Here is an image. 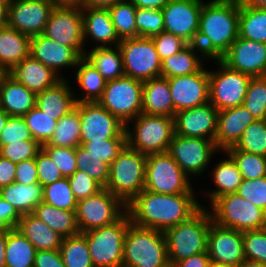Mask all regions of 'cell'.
<instances>
[{"label": "cell", "mask_w": 266, "mask_h": 267, "mask_svg": "<svg viewBox=\"0 0 266 267\" xmlns=\"http://www.w3.org/2000/svg\"><path fill=\"white\" fill-rule=\"evenodd\" d=\"M197 199L195 193L158 194L143 190L126 205V211L133 224L164 232L195 214L202 207Z\"/></svg>", "instance_id": "obj_1"}, {"label": "cell", "mask_w": 266, "mask_h": 267, "mask_svg": "<svg viewBox=\"0 0 266 267\" xmlns=\"http://www.w3.org/2000/svg\"><path fill=\"white\" fill-rule=\"evenodd\" d=\"M240 0L204 1L195 45L209 60L221 59L239 36Z\"/></svg>", "instance_id": "obj_2"}, {"label": "cell", "mask_w": 266, "mask_h": 267, "mask_svg": "<svg viewBox=\"0 0 266 267\" xmlns=\"http://www.w3.org/2000/svg\"><path fill=\"white\" fill-rule=\"evenodd\" d=\"M212 222L210 210L202 206L186 221L164 231L171 267L178 261L207 252L208 232Z\"/></svg>", "instance_id": "obj_3"}, {"label": "cell", "mask_w": 266, "mask_h": 267, "mask_svg": "<svg viewBox=\"0 0 266 267\" xmlns=\"http://www.w3.org/2000/svg\"><path fill=\"white\" fill-rule=\"evenodd\" d=\"M122 267H171L163 231L129 224Z\"/></svg>", "instance_id": "obj_4"}, {"label": "cell", "mask_w": 266, "mask_h": 267, "mask_svg": "<svg viewBox=\"0 0 266 267\" xmlns=\"http://www.w3.org/2000/svg\"><path fill=\"white\" fill-rule=\"evenodd\" d=\"M146 161L147 155L126 145L110 165L105 188L128 205L144 190Z\"/></svg>", "instance_id": "obj_5"}, {"label": "cell", "mask_w": 266, "mask_h": 267, "mask_svg": "<svg viewBox=\"0 0 266 267\" xmlns=\"http://www.w3.org/2000/svg\"><path fill=\"white\" fill-rule=\"evenodd\" d=\"M126 134L127 145L142 154L165 153L175 134L174 118L141 113L126 125Z\"/></svg>", "instance_id": "obj_6"}, {"label": "cell", "mask_w": 266, "mask_h": 267, "mask_svg": "<svg viewBox=\"0 0 266 267\" xmlns=\"http://www.w3.org/2000/svg\"><path fill=\"white\" fill-rule=\"evenodd\" d=\"M131 223L127 211L114 223L82 233L94 267H122L124 238Z\"/></svg>", "instance_id": "obj_7"}, {"label": "cell", "mask_w": 266, "mask_h": 267, "mask_svg": "<svg viewBox=\"0 0 266 267\" xmlns=\"http://www.w3.org/2000/svg\"><path fill=\"white\" fill-rule=\"evenodd\" d=\"M209 208L219 226L241 232L266 228V212L237 193L219 197Z\"/></svg>", "instance_id": "obj_8"}, {"label": "cell", "mask_w": 266, "mask_h": 267, "mask_svg": "<svg viewBox=\"0 0 266 267\" xmlns=\"http://www.w3.org/2000/svg\"><path fill=\"white\" fill-rule=\"evenodd\" d=\"M191 182L168 152L147 155L144 190L158 194L196 193Z\"/></svg>", "instance_id": "obj_9"}, {"label": "cell", "mask_w": 266, "mask_h": 267, "mask_svg": "<svg viewBox=\"0 0 266 267\" xmlns=\"http://www.w3.org/2000/svg\"><path fill=\"white\" fill-rule=\"evenodd\" d=\"M142 89L143 81L132 77L110 80L97 102L127 125L142 113Z\"/></svg>", "instance_id": "obj_10"}, {"label": "cell", "mask_w": 266, "mask_h": 267, "mask_svg": "<svg viewBox=\"0 0 266 267\" xmlns=\"http://www.w3.org/2000/svg\"><path fill=\"white\" fill-rule=\"evenodd\" d=\"M217 70H208L209 102L218 110L243 105L251 76L230 69L220 59Z\"/></svg>", "instance_id": "obj_11"}, {"label": "cell", "mask_w": 266, "mask_h": 267, "mask_svg": "<svg viewBox=\"0 0 266 267\" xmlns=\"http://www.w3.org/2000/svg\"><path fill=\"white\" fill-rule=\"evenodd\" d=\"M126 212V205L103 188L95 195L78 200L76 219L80 233L116 222Z\"/></svg>", "instance_id": "obj_12"}, {"label": "cell", "mask_w": 266, "mask_h": 267, "mask_svg": "<svg viewBox=\"0 0 266 267\" xmlns=\"http://www.w3.org/2000/svg\"><path fill=\"white\" fill-rule=\"evenodd\" d=\"M118 46L123 56L125 76L141 81L161 76V60L152 38L121 39Z\"/></svg>", "instance_id": "obj_13"}, {"label": "cell", "mask_w": 266, "mask_h": 267, "mask_svg": "<svg viewBox=\"0 0 266 267\" xmlns=\"http://www.w3.org/2000/svg\"><path fill=\"white\" fill-rule=\"evenodd\" d=\"M167 152L189 177H199L200 174L205 173L214 154L218 152L220 154L213 140L176 134Z\"/></svg>", "instance_id": "obj_14"}, {"label": "cell", "mask_w": 266, "mask_h": 267, "mask_svg": "<svg viewBox=\"0 0 266 267\" xmlns=\"http://www.w3.org/2000/svg\"><path fill=\"white\" fill-rule=\"evenodd\" d=\"M80 140L127 139L126 125L98 102L80 103Z\"/></svg>", "instance_id": "obj_15"}, {"label": "cell", "mask_w": 266, "mask_h": 267, "mask_svg": "<svg viewBox=\"0 0 266 267\" xmlns=\"http://www.w3.org/2000/svg\"><path fill=\"white\" fill-rule=\"evenodd\" d=\"M45 36L73 48L84 57L83 16L80 7L55 6L46 24Z\"/></svg>", "instance_id": "obj_16"}, {"label": "cell", "mask_w": 266, "mask_h": 267, "mask_svg": "<svg viewBox=\"0 0 266 267\" xmlns=\"http://www.w3.org/2000/svg\"><path fill=\"white\" fill-rule=\"evenodd\" d=\"M55 6L52 0H12L7 6V26L30 37L43 34Z\"/></svg>", "instance_id": "obj_17"}, {"label": "cell", "mask_w": 266, "mask_h": 267, "mask_svg": "<svg viewBox=\"0 0 266 267\" xmlns=\"http://www.w3.org/2000/svg\"><path fill=\"white\" fill-rule=\"evenodd\" d=\"M204 0H169L162 9L164 31L195 44Z\"/></svg>", "instance_id": "obj_18"}, {"label": "cell", "mask_w": 266, "mask_h": 267, "mask_svg": "<svg viewBox=\"0 0 266 267\" xmlns=\"http://www.w3.org/2000/svg\"><path fill=\"white\" fill-rule=\"evenodd\" d=\"M175 114L209 102L208 69L199 72L168 78Z\"/></svg>", "instance_id": "obj_19"}, {"label": "cell", "mask_w": 266, "mask_h": 267, "mask_svg": "<svg viewBox=\"0 0 266 267\" xmlns=\"http://www.w3.org/2000/svg\"><path fill=\"white\" fill-rule=\"evenodd\" d=\"M220 60L230 69L251 77L266 76V43L238 36Z\"/></svg>", "instance_id": "obj_20"}, {"label": "cell", "mask_w": 266, "mask_h": 267, "mask_svg": "<svg viewBox=\"0 0 266 267\" xmlns=\"http://www.w3.org/2000/svg\"><path fill=\"white\" fill-rule=\"evenodd\" d=\"M207 252L211 261L238 266L245 257L242 232L211 223Z\"/></svg>", "instance_id": "obj_21"}, {"label": "cell", "mask_w": 266, "mask_h": 267, "mask_svg": "<svg viewBox=\"0 0 266 267\" xmlns=\"http://www.w3.org/2000/svg\"><path fill=\"white\" fill-rule=\"evenodd\" d=\"M218 110L210 103L181 110L175 114V134L215 140Z\"/></svg>", "instance_id": "obj_22"}, {"label": "cell", "mask_w": 266, "mask_h": 267, "mask_svg": "<svg viewBox=\"0 0 266 267\" xmlns=\"http://www.w3.org/2000/svg\"><path fill=\"white\" fill-rule=\"evenodd\" d=\"M30 55L51 68L61 78H66L61 76L62 68L75 69L82 58L73 48L63 46L44 34L31 37Z\"/></svg>", "instance_id": "obj_23"}, {"label": "cell", "mask_w": 266, "mask_h": 267, "mask_svg": "<svg viewBox=\"0 0 266 267\" xmlns=\"http://www.w3.org/2000/svg\"><path fill=\"white\" fill-rule=\"evenodd\" d=\"M256 119L244 105L218 111L215 146L219 151H226L235 146L243 131Z\"/></svg>", "instance_id": "obj_24"}, {"label": "cell", "mask_w": 266, "mask_h": 267, "mask_svg": "<svg viewBox=\"0 0 266 267\" xmlns=\"http://www.w3.org/2000/svg\"><path fill=\"white\" fill-rule=\"evenodd\" d=\"M81 10L84 43L91 39L92 42L97 43L94 47H113L119 45L121 39L116 33L108 9L81 8Z\"/></svg>", "instance_id": "obj_25"}, {"label": "cell", "mask_w": 266, "mask_h": 267, "mask_svg": "<svg viewBox=\"0 0 266 267\" xmlns=\"http://www.w3.org/2000/svg\"><path fill=\"white\" fill-rule=\"evenodd\" d=\"M8 74L36 94L54 86L62 79L31 55L15 65Z\"/></svg>", "instance_id": "obj_26"}, {"label": "cell", "mask_w": 266, "mask_h": 267, "mask_svg": "<svg viewBox=\"0 0 266 267\" xmlns=\"http://www.w3.org/2000/svg\"><path fill=\"white\" fill-rule=\"evenodd\" d=\"M36 95L8 73L0 74V107L10 116L23 117L36 106Z\"/></svg>", "instance_id": "obj_27"}, {"label": "cell", "mask_w": 266, "mask_h": 267, "mask_svg": "<svg viewBox=\"0 0 266 267\" xmlns=\"http://www.w3.org/2000/svg\"><path fill=\"white\" fill-rule=\"evenodd\" d=\"M62 78L54 86L38 92L36 95V106L54 120H59L67 115L76 106L74 91L71 83Z\"/></svg>", "instance_id": "obj_28"}, {"label": "cell", "mask_w": 266, "mask_h": 267, "mask_svg": "<svg viewBox=\"0 0 266 267\" xmlns=\"http://www.w3.org/2000/svg\"><path fill=\"white\" fill-rule=\"evenodd\" d=\"M142 113L175 117L168 78L159 76L143 81Z\"/></svg>", "instance_id": "obj_29"}, {"label": "cell", "mask_w": 266, "mask_h": 267, "mask_svg": "<svg viewBox=\"0 0 266 267\" xmlns=\"http://www.w3.org/2000/svg\"><path fill=\"white\" fill-rule=\"evenodd\" d=\"M31 37L14 28H0V72L8 73L30 55Z\"/></svg>", "instance_id": "obj_30"}, {"label": "cell", "mask_w": 266, "mask_h": 267, "mask_svg": "<svg viewBox=\"0 0 266 267\" xmlns=\"http://www.w3.org/2000/svg\"><path fill=\"white\" fill-rule=\"evenodd\" d=\"M207 60V57L195 44H187L175 55L161 61V76L172 78L199 72L205 67L204 61Z\"/></svg>", "instance_id": "obj_31"}, {"label": "cell", "mask_w": 266, "mask_h": 267, "mask_svg": "<svg viewBox=\"0 0 266 267\" xmlns=\"http://www.w3.org/2000/svg\"><path fill=\"white\" fill-rule=\"evenodd\" d=\"M16 228L34 245L37 251L60 249L63 237L33 213L21 215Z\"/></svg>", "instance_id": "obj_32"}, {"label": "cell", "mask_w": 266, "mask_h": 267, "mask_svg": "<svg viewBox=\"0 0 266 267\" xmlns=\"http://www.w3.org/2000/svg\"><path fill=\"white\" fill-rule=\"evenodd\" d=\"M221 153L226 154L227 158L218 161L212 171V181L216 189H209V191H207V197L211 205L223 195L237 193L238 187L243 180L232 156L226 151H221Z\"/></svg>", "instance_id": "obj_33"}, {"label": "cell", "mask_w": 266, "mask_h": 267, "mask_svg": "<svg viewBox=\"0 0 266 267\" xmlns=\"http://www.w3.org/2000/svg\"><path fill=\"white\" fill-rule=\"evenodd\" d=\"M0 196L20 215L30 214L43 201V186L39 182L33 184L12 182L0 188Z\"/></svg>", "instance_id": "obj_34"}, {"label": "cell", "mask_w": 266, "mask_h": 267, "mask_svg": "<svg viewBox=\"0 0 266 267\" xmlns=\"http://www.w3.org/2000/svg\"><path fill=\"white\" fill-rule=\"evenodd\" d=\"M84 58L94 66L107 81L125 76L123 56L119 46L93 47L85 51Z\"/></svg>", "instance_id": "obj_35"}, {"label": "cell", "mask_w": 266, "mask_h": 267, "mask_svg": "<svg viewBox=\"0 0 266 267\" xmlns=\"http://www.w3.org/2000/svg\"><path fill=\"white\" fill-rule=\"evenodd\" d=\"M75 82L82 90L80 96L74 95L76 103L97 102L105 89L106 80L84 57L76 65ZM78 95V96H77Z\"/></svg>", "instance_id": "obj_36"}, {"label": "cell", "mask_w": 266, "mask_h": 267, "mask_svg": "<svg viewBox=\"0 0 266 267\" xmlns=\"http://www.w3.org/2000/svg\"><path fill=\"white\" fill-rule=\"evenodd\" d=\"M33 214L63 238L80 233L75 211L62 210L42 201Z\"/></svg>", "instance_id": "obj_37"}, {"label": "cell", "mask_w": 266, "mask_h": 267, "mask_svg": "<svg viewBox=\"0 0 266 267\" xmlns=\"http://www.w3.org/2000/svg\"><path fill=\"white\" fill-rule=\"evenodd\" d=\"M6 267H34L36 249L17 229H7Z\"/></svg>", "instance_id": "obj_38"}, {"label": "cell", "mask_w": 266, "mask_h": 267, "mask_svg": "<svg viewBox=\"0 0 266 267\" xmlns=\"http://www.w3.org/2000/svg\"><path fill=\"white\" fill-rule=\"evenodd\" d=\"M80 103L57 121L54 133L47 144L57 147L76 148L80 140Z\"/></svg>", "instance_id": "obj_39"}, {"label": "cell", "mask_w": 266, "mask_h": 267, "mask_svg": "<svg viewBox=\"0 0 266 267\" xmlns=\"http://www.w3.org/2000/svg\"><path fill=\"white\" fill-rule=\"evenodd\" d=\"M239 37L266 43V8L249 7L240 2Z\"/></svg>", "instance_id": "obj_40"}, {"label": "cell", "mask_w": 266, "mask_h": 267, "mask_svg": "<svg viewBox=\"0 0 266 267\" xmlns=\"http://www.w3.org/2000/svg\"><path fill=\"white\" fill-rule=\"evenodd\" d=\"M59 251L65 267H94L86 237L82 233L63 238Z\"/></svg>", "instance_id": "obj_41"}, {"label": "cell", "mask_w": 266, "mask_h": 267, "mask_svg": "<svg viewBox=\"0 0 266 267\" xmlns=\"http://www.w3.org/2000/svg\"><path fill=\"white\" fill-rule=\"evenodd\" d=\"M112 23L120 39L137 37V7L131 0H121L108 8Z\"/></svg>", "instance_id": "obj_42"}, {"label": "cell", "mask_w": 266, "mask_h": 267, "mask_svg": "<svg viewBox=\"0 0 266 267\" xmlns=\"http://www.w3.org/2000/svg\"><path fill=\"white\" fill-rule=\"evenodd\" d=\"M43 202L53 207L76 211L78 200L74 197L68 178H61L43 186Z\"/></svg>", "instance_id": "obj_43"}, {"label": "cell", "mask_w": 266, "mask_h": 267, "mask_svg": "<svg viewBox=\"0 0 266 267\" xmlns=\"http://www.w3.org/2000/svg\"><path fill=\"white\" fill-rule=\"evenodd\" d=\"M76 166L77 170H81L92 177L103 188L106 187L110 165L92 154L81 144L76 147Z\"/></svg>", "instance_id": "obj_44"}, {"label": "cell", "mask_w": 266, "mask_h": 267, "mask_svg": "<svg viewBox=\"0 0 266 267\" xmlns=\"http://www.w3.org/2000/svg\"><path fill=\"white\" fill-rule=\"evenodd\" d=\"M23 119L36 142L41 146L49 142L56 128L57 120L43 113L37 106L28 111Z\"/></svg>", "instance_id": "obj_45"}, {"label": "cell", "mask_w": 266, "mask_h": 267, "mask_svg": "<svg viewBox=\"0 0 266 267\" xmlns=\"http://www.w3.org/2000/svg\"><path fill=\"white\" fill-rule=\"evenodd\" d=\"M235 160L242 179H256L266 176V157L247 153L236 149L234 146L226 150Z\"/></svg>", "instance_id": "obj_46"}, {"label": "cell", "mask_w": 266, "mask_h": 267, "mask_svg": "<svg viewBox=\"0 0 266 267\" xmlns=\"http://www.w3.org/2000/svg\"><path fill=\"white\" fill-rule=\"evenodd\" d=\"M236 149L266 157V121L256 120L244 131L234 146Z\"/></svg>", "instance_id": "obj_47"}, {"label": "cell", "mask_w": 266, "mask_h": 267, "mask_svg": "<svg viewBox=\"0 0 266 267\" xmlns=\"http://www.w3.org/2000/svg\"><path fill=\"white\" fill-rule=\"evenodd\" d=\"M243 105L256 120L266 116V76L251 77Z\"/></svg>", "instance_id": "obj_48"}, {"label": "cell", "mask_w": 266, "mask_h": 267, "mask_svg": "<svg viewBox=\"0 0 266 267\" xmlns=\"http://www.w3.org/2000/svg\"><path fill=\"white\" fill-rule=\"evenodd\" d=\"M137 37H153L164 31L162 10L137 8L136 11Z\"/></svg>", "instance_id": "obj_49"}, {"label": "cell", "mask_w": 266, "mask_h": 267, "mask_svg": "<svg viewBox=\"0 0 266 267\" xmlns=\"http://www.w3.org/2000/svg\"><path fill=\"white\" fill-rule=\"evenodd\" d=\"M245 257L266 265V228L242 232Z\"/></svg>", "instance_id": "obj_50"}, {"label": "cell", "mask_w": 266, "mask_h": 267, "mask_svg": "<svg viewBox=\"0 0 266 267\" xmlns=\"http://www.w3.org/2000/svg\"><path fill=\"white\" fill-rule=\"evenodd\" d=\"M42 146L35 140H24L8 145H0V156L19 163L24 160L35 158Z\"/></svg>", "instance_id": "obj_51"}, {"label": "cell", "mask_w": 266, "mask_h": 267, "mask_svg": "<svg viewBox=\"0 0 266 267\" xmlns=\"http://www.w3.org/2000/svg\"><path fill=\"white\" fill-rule=\"evenodd\" d=\"M81 145L107 164L118 157L119 153L127 145V139H105L101 141H87Z\"/></svg>", "instance_id": "obj_52"}, {"label": "cell", "mask_w": 266, "mask_h": 267, "mask_svg": "<svg viewBox=\"0 0 266 267\" xmlns=\"http://www.w3.org/2000/svg\"><path fill=\"white\" fill-rule=\"evenodd\" d=\"M42 149L50 156L65 178L77 171L76 148L42 145Z\"/></svg>", "instance_id": "obj_53"}, {"label": "cell", "mask_w": 266, "mask_h": 267, "mask_svg": "<svg viewBox=\"0 0 266 267\" xmlns=\"http://www.w3.org/2000/svg\"><path fill=\"white\" fill-rule=\"evenodd\" d=\"M237 194L266 212V176L253 180L243 179Z\"/></svg>", "instance_id": "obj_54"}, {"label": "cell", "mask_w": 266, "mask_h": 267, "mask_svg": "<svg viewBox=\"0 0 266 267\" xmlns=\"http://www.w3.org/2000/svg\"><path fill=\"white\" fill-rule=\"evenodd\" d=\"M24 140H34L23 117L10 116L0 133V145H8Z\"/></svg>", "instance_id": "obj_55"}, {"label": "cell", "mask_w": 266, "mask_h": 267, "mask_svg": "<svg viewBox=\"0 0 266 267\" xmlns=\"http://www.w3.org/2000/svg\"><path fill=\"white\" fill-rule=\"evenodd\" d=\"M68 180L77 200L95 195L103 189L98 182L81 170H77Z\"/></svg>", "instance_id": "obj_56"}, {"label": "cell", "mask_w": 266, "mask_h": 267, "mask_svg": "<svg viewBox=\"0 0 266 267\" xmlns=\"http://www.w3.org/2000/svg\"><path fill=\"white\" fill-rule=\"evenodd\" d=\"M151 38L161 61L175 55L188 44L181 37L165 31Z\"/></svg>", "instance_id": "obj_57"}, {"label": "cell", "mask_w": 266, "mask_h": 267, "mask_svg": "<svg viewBox=\"0 0 266 267\" xmlns=\"http://www.w3.org/2000/svg\"><path fill=\"white\" fill-rule=\"evenodd\" d=\"M38 181L42 186L63 178L60 169L56 166L50 156L41 149L35 157Z\"/></svg>", "instance_id": "obj_58"}, {"label": "cell", "mask_w": 266, "mask_h": 267, "mask_svg": "<svg viewBox=\"0 0 266 267\" xmlns=\"http://www.w3.org/2000/svg\"><path fill=\"white\" fill-rule=\"evenodd\" d=\"M14 182L22 184H33L39 182L35 158L16 163Z\"/></svg>", "instance_id": "obj_59"}, {"label": "cell", "mask_w": 266, "mask_h": 267, "mask_svg": "<svg viewBox=\"0 0 266 267\" xmlns=\"http://www.w3.org/2000/svg\"><path fill=\"white\" fill-rule=\"evenodd\" d=\"M21 215L0 196V230L16 228Z\"/></svg>", "instance_id": "obj_60"}, {"label": "cell", "mask_w": 266, "mask_h": 267, "mask_svg": "<svg viewBox=\"0 0 266 267\" xmlns=\"http://www.w3.org/2000/svg\"><path fill=\"white\" fill-rule=\"evenodd\" d=\"M34 267H65L59 250L36 251Z\"/></svg>", "instance_id": "obj_61"}, {"label": "cell", "mask_w": 266, "mask_h": 267, "mask_svg": "<svg viewBox=\"0 0 266 267\" xmlns=\"http://www.w3.org/2000/svg\"><path fill=\"white\" fill-rule=\"evenodd\" d=\"M16 163L0 156V188L14 182Z\"/></svg>", "instance_id": "obj_62"}, {"label": "cell", "mask_w": 266, "mask_h": 267, "mask_svg": "<svg viewBox=\"0 0 266 267\" xmlns=\"http://www.w3.org/2000/svg\"><path fill=\"white\" fill-rule=\"evenodd\" d=\"M210 261L208 252H202L178 261L172 267H208Z\"/></svg>", "instance_id": "obj_63"}, {"label": "cell", "mask_w": 266, "mask_h": 267, "mask_svg": "<svg viewBox=\"0 0 266 267\" xmlns=\"http://www.w3.org/2000/svg\"><path fill=\"white\" fill-rule=\"evenodd\" d=\"M137 8L162 10L169 0H131Z\"/></svg>", "instance_id": "obj_64"}, {"label": "cell", "mask_w": 266, "mask_h": 267, "mask_svg": "<svg viewBox=\"0 0 266 267\" xmlns=\"http://www.w3.org/2000/svg\"><path fill=\"white\" fill-rule=\"evenodd\" d=\"M121 0H84L82 8H103L108 9Z\"/></svg>", "instance_id": "obj_65"}, {"label": "cell", "mask_w": 266, "mask_h": 267, "mask_svg": "<svg viewBox=\"0 0 266 267\" xmlns=\"http://www.w3.org/2000/svg\"><path fill=\"white\" fill-rule=\"evenodd\" d=\"M7 229L0 230V267H6Z\"/></svg>", "instance_id": "obj_66"}, {"label": "cell", "mask_w": 266, "mask_h": 267, "mask_svg": "<svg viewBox=\"0 0 266 267\" xmlns=\"http://www.w3.org/2000/svg\"><path fill=\"white\" fill-rule=\"evenodd\" d=\"M56 6L80 7L84 0H52Z\"/></svg>", "instance_id": "obj_67"}, {"label": "cell", "mask_w": 266, "mask_h": 267, "mask_svg": "<svg viewBox=\"0 0 266 267\" xmlns=\"http://www.w3.org/2000/svg\"><path fill=\"white\" fill-rule=\"evenodd\" d=\"M240 2L249 7L266 8V0H240Z\"/></svg>", "instance_id": "obj_68"}, {"label": "cell", "mask_w": 266, "mask_h": 267, "mask_svg": "<svg viewBox=\"0 0 266 267\" xmlns=\"http://www.w3.org/2000/svg\"><path fill=\"white\" fill-rule=\"evenodd\" d=\"M7 26V6L0 3V28Z\"/></svg>", "instance_id": "obj_69"}, {"label": "cell", "mask_w": 266, "mask_h": 267, "mask_svg": "<svg viewBox=\"0 0 266 267\" xmlns=\"http://www.w3.org/2000/svg\"><path fill=\"white\" fill-rule=\"evenodd\" d=\"M237 267H266V265L257 261L245 259Z\"/></svg>", "instance_id": "obj_70"}, {"label": "cell", "mask_w": 266, "mask_h": 267, "mask_svg": "<svg viewBox=\"0 0 266 267\" xmlns=\"http://www.w3.org/2000/svg\"><path fill=\"white\" fill-rule=\"evenodd\" d=\"M10 115L0 107V133L7 124Z\"/></svg>", "instance_id": "obj_71"}, {"label": "cell", "mask_w": 266, "mask_h": 267, "mask_svg": "<svg viewBox=\"0 0 266 267\" xmlns=\"http://www.w3.org/2000/svg\"><path fill=\"white\" fill-rule=\"evenodd\" d=\"M208 267H236L234 265L210 261Z\"/></svg>", "instance_id": "obj_72"}, {"label": "cell", "mask_w": 266, "mask_h": 267, "mask_svg": "<svg viewBox=\"0 0 266 267\" xmlns=\"http://www.w3.org/2000/svg\"><path fill=\"white\" fill-rule=\"evenodd\" d=\"M12 0H0V3H4L6 6L11 2Z\"/></svg>", "instance_id": "obj_73"}]
</instances>
